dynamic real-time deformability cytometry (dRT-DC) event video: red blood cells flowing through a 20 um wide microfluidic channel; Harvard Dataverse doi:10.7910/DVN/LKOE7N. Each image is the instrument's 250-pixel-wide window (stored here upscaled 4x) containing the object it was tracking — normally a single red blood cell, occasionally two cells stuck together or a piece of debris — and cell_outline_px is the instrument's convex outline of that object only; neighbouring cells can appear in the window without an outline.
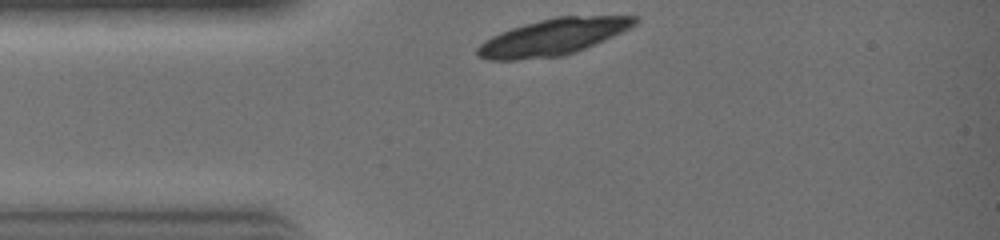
{"species": "common noctule bat (a hibernating species)", "species_latin": "Nyctalus noctula", "temperature_condition": "warm", "stored_images_in_passage": 20, "camera_frame_rate_fps": 3000, "um_per_image_px": 0.085, "animal": {"sex": "female", "body_mass_g": 19.0, "forearm_length_mm": 51.5}, "frame": {"image": 1, "passage_image": 1, "time_ms": 0.0, "image_size_px": [1000, 240], "cell_outline_px": [[640, 20], [636, 24], [604, 40], [576, 52], [560, 56], [520, 60], [488, 60], [476, 56], [476, 48], [484, 40], [500, 32], [524, 24], [556, 16], [636, 16]], "centroid_in_image_um": [46.95, 3.15], "position_along_channel_um": 38.0, "area_um2": 33.29}}
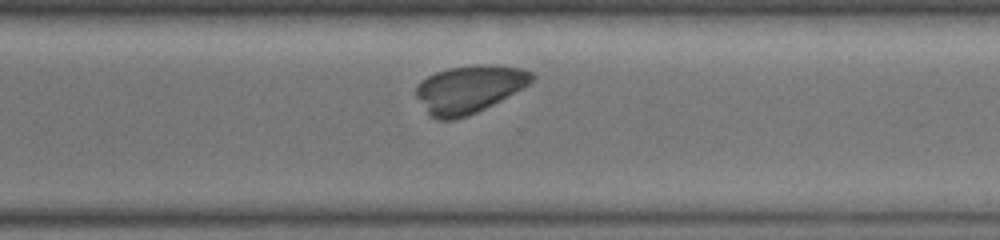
{"frame": {"image": 2, "passage_image": 16, "time_ms": 5.0, "image_size_px": [1000, 240], "cell_outline_px": [[536, 76], [524, 88], [468, 116], [456, 120], [436, 120], [428, 112], [416, 96], [416, 84], [420, 80], [436, 72], [448, 68], [476, 64], [496, 64], [520, 68], [532, 72]], "centroid_in_image_um": [39.88, 7.56], "position_along_channel_um": 330.7, "area_um2": 32.19}}
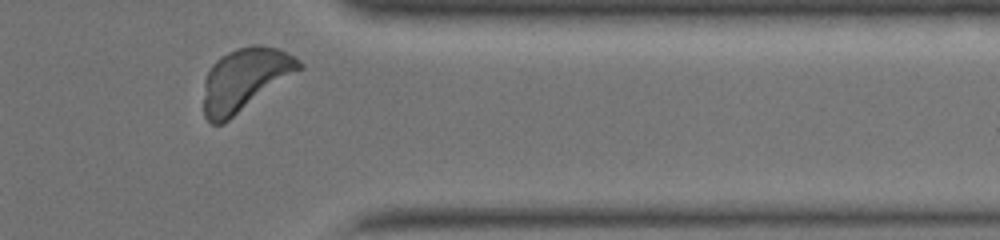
{"frame": {"image": 3, "passage_image": 19, "time_ms": 6.0, "image_size_px": [1000, 240], "cell_outline_px": [[304, 68], [224, 124], [212, 124], [204, 116], [204, 80], [212, 64], [220, 56], [236, 48], [252, 44], [260, 44], [276, 48], [288, 52], [300, 60], [304, 64]], "centroid_in_image_um": [20.84, 6.75], "position_along_channel_um": 390.6, "area_um2": 35.37}}